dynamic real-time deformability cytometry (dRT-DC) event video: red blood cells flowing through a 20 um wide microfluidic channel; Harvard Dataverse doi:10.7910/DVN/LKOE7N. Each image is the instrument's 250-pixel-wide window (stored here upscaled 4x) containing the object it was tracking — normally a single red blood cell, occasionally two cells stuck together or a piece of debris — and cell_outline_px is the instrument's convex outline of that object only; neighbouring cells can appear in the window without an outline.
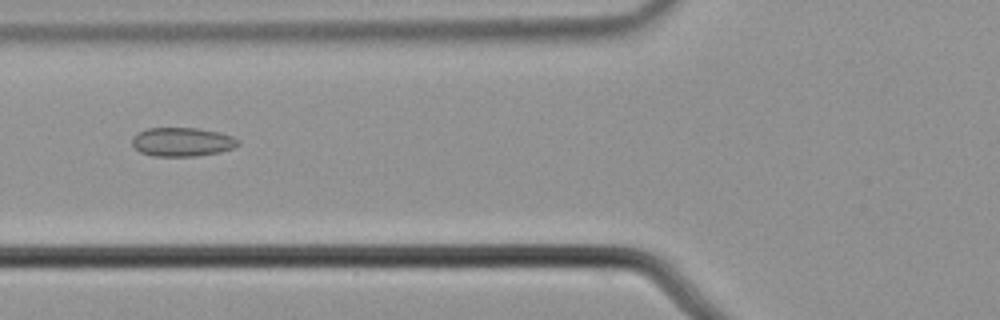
{"species": "common noctule bat (a hibernating species)", "species_latin": "Nyctalus noctula", "temperature_condition": "cold", "stored_images_in_passage": 56, "camera_frame_rate_fps": 3000, "um_per_image_px": 0.085, "animal": {"sex": "male", "body_mass_g": 21.5, "forearm_length_mm": 52.0}, "frame": {"image": 1, "passage_image": 22, "time_ms": 7.0, "image_size_px": [1000, 320], "cell_outline_px": [[240, 144], [232, 148], [220, 152], [196, 156], [152, 156], [140, 152], [132, 144], [132, 136], [136, 132], [148, 128], [196, 128], [220, 132], [232, 136], [240, 140]], "centroid_in_image_um": [15.48, 12.06], "position_along_channel_um": 110.3, "area_um2": 17.98}}
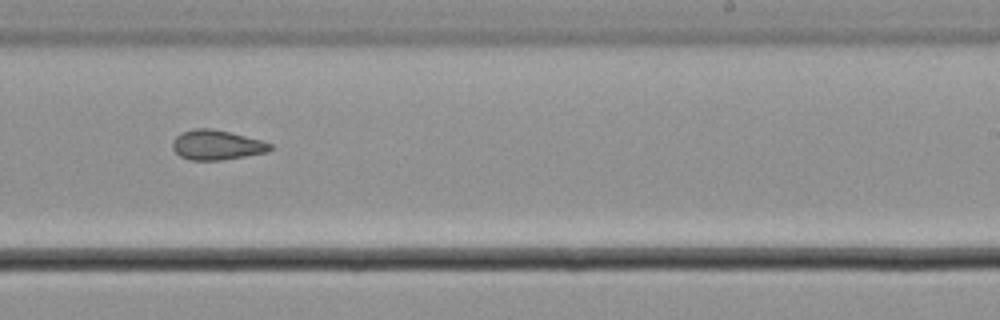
{"frame": {"image": 2, "passage_image": 35, "time_ms": 11.333, "image_size_px": [1000, 320], "cell_outline_px": [[272, 148], [268, 152], [220, 160], [192, 160], [180, 156], [172, 148], [172, 140], [176, 136], [192, 128], [212, 128], [264, 140], [272, 144]], "centroid_in_image_um": [18.43, 12.31], "position_along_channel_um": 270.6, "area_um2": 16.99}}
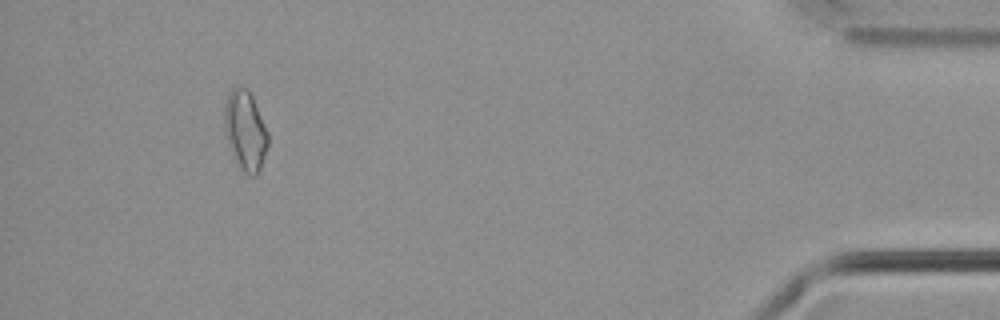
{"frame": {"image": 3, "passage_image": 52, "time_ms": 17.0, "image_size_px": [1000, 320], "cell_outline_px": [[268, 148], [260, 168], [256, 176], [248, 176], [236, 164], [232, 156], [228, 144], [224, 128], [224, 104], [228, 92], [236, 84], [240, 84], [248, 88], [252, 96], [268, 132]], "centroid_in_image_um": [20.83, 11.07], "position_along_channel_um": 414.4, "area_um2": 20.75}, "authors_computed_cell_mechanics": {"area_um2": 18.1203, "velocity_mm_per_s": 3.6978, "shape_relaxation_time_tau1_ms": null, "shape_relaxation_time_tau2_ms": 6.2901, "deformation_change_tau1": null, "deformation_change_tau2": 0.1244}}